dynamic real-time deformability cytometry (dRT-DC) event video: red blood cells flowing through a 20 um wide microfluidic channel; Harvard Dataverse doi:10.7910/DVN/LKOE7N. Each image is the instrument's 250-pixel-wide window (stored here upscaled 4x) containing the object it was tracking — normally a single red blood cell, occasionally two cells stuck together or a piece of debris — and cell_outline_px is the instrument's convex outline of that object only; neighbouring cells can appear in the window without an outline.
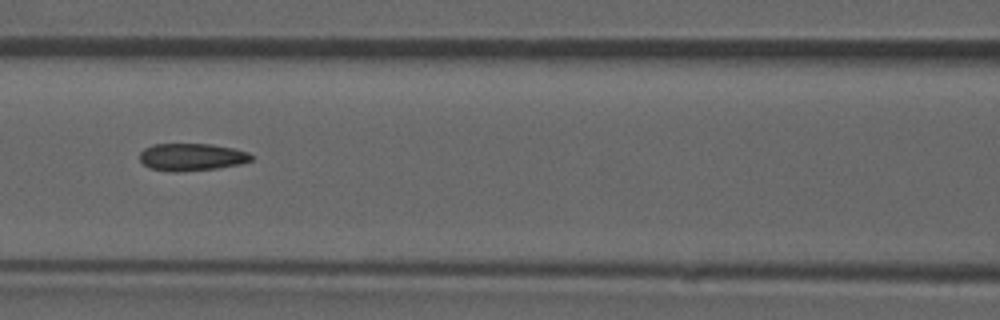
{"species": "common noctule bat (a hibernating species)", "species_latin": "Nyctalus noctula", "temperature_condition": "room temperature", "stored_images_in_passage": 51, "camera_frame_rate_fps": 3000, "um_per_image_px": 0.085, "animal": {"sex": "male", "forearm_length_mm": 52.5}, "frame": {"image": 1, "passage_image": 22, "time_ms": 7.0, "image_size_px": [1000, 320], "cell_outline_px": [[252, 160], [240, 164], [216, 168], [176, 172], [172, 172], [152, 168], [144, 164], [140, 160], [140, 152], [144, 148], [152, 144], [212, 144], [232, 148], [248, 152], [252, 156]], "centroid_in_image_um": [16.28, 13.34], "position_along_channel_um": 150.3, "area_um2": 17.69}, "authors_computed_cell_mechanics": {"area_um2": 18.0336, "velocity_mm_per_s": 3.9157, "shape_relaxation_time_tau1_ms": null, "shape_relaxation_time_tau2_ms": 2.0517, "deformation_change_tau1": null, "deformation_change_tau2": 0.0997}}